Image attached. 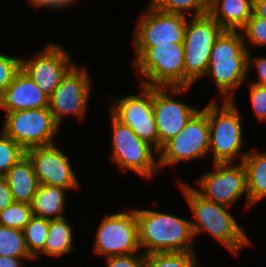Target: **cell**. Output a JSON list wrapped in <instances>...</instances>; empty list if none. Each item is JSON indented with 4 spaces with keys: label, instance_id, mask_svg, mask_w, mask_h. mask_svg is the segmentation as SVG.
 Instances as JSON below:
<instances>
[{
    "label": "cell",
    "instance_id": "obj_1",
    "mask_svg": "<svg viewBox=\"0 0 266 267\" xmlns=\"http://www.w3.org/2000/svg\"><path fill=\"white\" fill-rule=\"evenodd\" d=\"M176 180L192 214L190 222L195 242L202 233H208L235 257L242 249L254 244L243 229L244 226L230 212V207L203 198L189 182L181 181V177Z\"/></svg>",
    "mask_w": 266,
    "mask_h": 267
},
{
    "label": "cell",
    "instance_id": "obj_2",
    "mask_svg": "<svg viewBox=\"0 0 266 267\" xmlns=\"http://www.w3.org/2000/svg\"><path fill=\"white\" fill-rule=\"evenodd\" d=\"M248 50L240 31L224 30L214 42L204 77L216 85L210 100H235L236 91L248 78ZM219 98V99H218Z\"/></svg>",
    "mask_w": 266,
    "mask_h": 267
},
{
    "label": "cell",
    "instance_id": "obj_3",
    "mask_svg": "<svg viewBox=\"0 0 266 267\" xmlns=\"http://www.w3.org/2000/svg\"><path fill=\"white\" fill-rule=\"evenodd\" d=\"M137 207L139 244L143 254L196 251L190 218Z\"/></svg>",
    "mask_w": 266,
    "mask_h": 267
},
{
    "label": "cell",
    "instance_id": "obj_4",
    "mask_svg": "<svg viewBox=\"0 0 266 267\" xmlns=\"http://www.w3.org/2000/svg\"><path fill=\"white\" fill-rule=\"evenodd\" d=\"M237 106L235 100L208 101L209 155H212V163H240L248 153L243 149L244 117Z\"/></svg>",
    "mask_w": 266,
    "mask_h": 267
},
{
    "label": "cell",
    "instance_id": "obj_5",
    "mask_svg": "<svg viewBox=\"0 0 266 267\" xmlns=\"http://www.w3.org/2000/svg\"><path fill=\"white\" fill-rule=\"evenodd\" d=\"M132 67L138 83L147 87H185L183 43L132 46Z\"/></svg>",
    "mask_w": 266,
    "mask_h": 267
},
{
    "label": "cell",
    "instance_id": "obj_6",
    "mask_svg": "<svg viewBox=\"0 0 266 267\" xmlns=\"http://www.w3.org/2000/svg\"><path fill=\"white\" fill-rule=\"evenodd\" d=\"M111 152L110 159L117 169L124 173H135L144 181H153L160 175L158 150L140 139L129 126L121 124L110 113ZM129 171V172H128Z\"/></svg>",
    "mask_w": 266,
    "mask_h": 267
},
{
    "label": "cell",
    "instance_id": "obj_7",
    "mask_svg": "<svg viewBox=\"0 0 266 267\" xmlns=\"http://www.w3.org/2000/svg\"><path fill=\"white\" fill-rule=\"evenodd\" d=\"M212 169L198 176L190 186L203 198L228 207L245 197L244 210H250L246 170L242 162L212 163Z\"/></svg>",
    "mask_w": 266,
    "mask_h": 267
},
{
    "label": "cell",
    "instance_id": "obj_8",
    "mask_svg": "<svg viewBox=\"0 0 266 267\" xmlns=\"http://www.w3.org/2000/svg\"><path fill=\"white\" fill-rule=\"evenodd\" d=\"M223 31L210 14L188 17L183 41L185 87L194 86L204 77L214 42Z\"/></svg>",
    "mask_w": 266,
    "mask_h": 267
},
{
    "label": "cell",
    "instance_id": "obj_9",
    "mask_svg": "<svg viewBox=\"0 0 266 267\" xmlns=\"http://www.w3.org/2000/svg\"><path fill=\"white\" fill-rule=\"evenodd\" d=\"M209 156V125L207 120V104L201 107L187 122L183 130L165 142L158 150L159 167L164 172L166 167H176L181 162L205 158ZM173 166V167H172Z\"/></svg>",
    "mask_w": 266,
    "mask_h": 267
},
{
    "label": "cell",
    "instance_id": "obj_10",
    "mask_svg": "<svg viewBox=\"0 0 266 267\" xmlns=\"http://www.w3.org/2000/svg\"><path fill=\"white\" fill-rule=\"evenodd\" d=\"M127 209V210H126ZM106 213L94 236L92 253L103 258L143 253L139 244L135 207Z\"/></svg>",
    "mask_w": 266,
    "mask_h": 267
},
{
    "label": "cell",
    "instance_id": "obj_11",
    "mask_svg": "<svg viewBox=\"0 0 266 267\" xmlns=\"http://www.w3.org/2000/svg\"><path fill=\"white\" fill-rule=\"evenodd\" d=\"M92 78L86 65L76 64L49 97L48 108L60 127L67 117L85 121L94 86Z\"/></svg>",
    "mask_w": 266,
    "mask_h": 267
},
{
    "label": "cell",
    "instance_id": "obj_12",
    "mask_svg": "<svg viewBox=\"0 0 266 267\" xmlns=\"http://www.w3.org/2000/svg\"><path fill=\"white\" fill-rule=\"evenodd\" d=\"M3 114L4 120L0 130L26 151L33 147L57 143L55 139L61 127L54 120L48 107Z\"/></svg>",
    "mask_w": 266,
    "mask_h": 267
},
{
    "label": "cell",
    "instance_id": "obj_13",
    "mask_svg": "<svg viewBox=\"0 0 266 267\" xmlns=\"http://www.w3.org/2000/svg\"><path fill=\"white\" fill-rule=\"evenodd\" d=\"M139 91L123 97L104 95L109 100V113L121 124L127 125L142 140L158 150V132L153 114V87L141 84Z\"/></svg>",
    "mask_w": 266,
    "mask_h": 267
},
{
    "label": "cell",
    "instance_id": "obj_14",
    "mask_svg": "<svg viewBox=\"0 0 266 267\" xmlns=\"http://www.w3.org/2000/svg\"><path fill=\"white\" fill-rule=\"evenodd\" d=\"M70 53L61 43L52 42L51 39L32 57H21V69L50 97L61 80L77 64L71 59Z\"/></svg>",
    "mask_w": 266,
    "mask_h": 267
},
{
    "label": "cell",
    "instance_id": "obj_15",
    "mask_svg": "<svg viewBox=\"0 0 266 267\" xmlns=\"http://www.w3.org/2000/svg\"><path fill=\"white\" fill-rule=\"evenodd\" d=\"M191 87H153V114L158 132V150L178 135L188 120L201 108L176 99Z\"/></svg>",
    "mask_w": 266,
    "mask_h": 267
},
{
    "label": "cell",
    "instance_id": "obj_16",
    "mask_svg": "<svg viewBox=\"0 0 266 267\" xmlns=\"http://www.w3.org/2000/svg\"><path fill=\"white\" fill-rule=\"evenodd\" d=\"M140 14L133 28L132 46L183 43L187 16L163 12L148 4Z\"/></svg>",
    "mask_w": 266,
    "mask_h": 267
},
{
    "label": "cell",
    "instance_id": "obj_17",
    "mask_svg": "<svg viewBox=\"0 0 266 267\" xmlns=\"http://www.w3.org/2000/svg\"><path fill=\"white\" fill-rule=\"evenodd\" d=\"M59 143L48 146L33 147L26 155L33 163L39 184L63 187L68 190H81L72 159L62 150Z\"/></svg>",
    "mask_w": 266,
    "mask_h": 267
},
{
    "label": "cell",
    "instance_id": "obj_18",
    "mask_svg": "<svg viewBox=\"0 0 266 267\" xmlns=\"http://www.w3.org/2000/svg\"><path fill=\"white\" fill-rule=\"evenodd\" d=\"M49 97L20 69L12 83L0 95V111L3 113L48 107Z\"/></svg>",
    "mask_w": 266,
    "mask_h": 267
},
{
    "label": "cell",
    "instance_id": "obj_19",
    "mask_svg": "<svg viewBox=\"0 0 266 267\" xmlns=\"http://www.w3.org/2000/svg\"><path fill=\"white\" fill-rule=\"evenodd\" d=\"M209 14L224 30L239 31L253 14V0H209Z\"/></svg>",
    "mask_w": 266,
    "mask_h": 267
},
{
    "label": "cell",
    "instance_id": "obj_20",
    "mask_svg": "<svg viewBox=\"0 0 266 267\" xmlns=\"http://www.w3.org/2000/svg\"><path fill=\"white\" fill-rule=\"evenodd\" d=\"M15 202L32 204L39 186L34 166L25 155L4 175Z\"/></svg>",
    "mask_w": 266,
    "mask_h": 267
},
{
    "label": "cell",
    "instance_id": "obj_21",
    "mask_svg": "<svg viewBox=\"0 0 266 267\" xmlns=\"http://www.w3.org/2000/svg\"><path fill=\"white\" fill-rule=\"evenodd\" d=\"M68 191L63 187L39 184L31 204L33 215L49 220L67 216Z\"/></svg>",
    "mask_w": 266,
    "mask_h": 267
},
{
    "label": "cell",
    "instance_id": "obj_22",
    "mask_svg": "<svg viewBox=\"0 0 266 267\" xmlns=\"http://www.w3.org/2000/svg\"><path fill=\"white\" fill-rule=\"evenodd\" d=\"M246 170L250 208L266 199V150H250L242 161Z\"/></svg>",
    "mask_w": 266,
    "mask_h": 267
},
{
    "label": "cell",
    "instance_id": "obj_23",
    "mask_svg": "<svg viewBox=\"0 0 266 267\" xmlns=\"http://www.w3.org/2000/svg\"><path fill=\"white\" fill-rule=\"evenodd\" d=\"M68 217L49 220V230L44 246V255L50 258H61L73 254L75 249L74 222ZM72 224V225H71Z\"/></svg>",
    "mask_w": 266,
    "mask_h": 267
},
{
    "label": "cell",
    "instance_id": "obj_24",
    "mask_svg": "<svg viewBox=\"0 0 266 267\" xmlns=\"http://www.w3.org/2000/svg\"><path fill=\"white\" fill-rule=\"evenodd\" d=\"M49 230V219L32 216L23 228L25 244L30 255L39 261L44 255V246Z\"/></svg>",
    "mask_w": 266,
    "mask_h": 267
},
{
    "label": "cell",
    "instance_id": "obj_25",
    "mask_svg": "<svg viewBox=\"0 0 266 267\" xmlns=\"http://www.w3.org/2000/svg\"><path fill=\"white\" fill-rule=\"evenodd\" d=\"M146 4L163 12L187 17L209 14V0H148Z\"/></svg>",
    "mask_w": 266,
    "mask_h": 267
},
{
    "label": "cell",
    "instance_id": "obj_26",
    "mask_svg": "<svg viewBox=\"0 0 266 267\" xmlns=\"http://www.w3.org/2000/svg\"><path fill=\"white\" fill-rule=\"evenodd\" d=\"M196 251L158 252L145 255V267H200Z\"/></svg>",
    "mask_w": 266,
    "mask_h": 267
},
{
    "label": "cell",
    "instance_id": "obj_27",
    "mask_svg": "<svg viewBox=\"0 0 266 267\" xmlns=\"http://www.w3.org/2000/svg\"><path fill=\"white\" fill-rule=\"evenodd\" d=\"M0 256L33 258L27 250L23 230L0 225Z\"/></svg>",
    "mask_w": 266,
    "mask_h": 267
},
{
    "label": "cell",
    "instance_id": "obj_28",
    "mask_svg": "<svg viewBox=\"0 0 266 267\" xmlns=\"http://www.w3.org/2000/svg\"><path fill=\"white\" fill-rule=\"evenodd\" d=\"M32 216L31 204L14 201L0 212V225L23 230Z\"/></svg>",
    "mask_w": 266,
    "mask_h": 267
},
{
    "label": "cell",
    "instance_id": "obj_29",
    "mask_svg": "<svg viewBox=\"0 0 266 267\" xmlns=\"http://www.w3.org/2000/svg\"><path fill=\"white\" fill-rule=\"evenodd\" d=\"M239 31L248 51H251L253 47L261 48L266 46V19L252 14Z\"/></svg>",
    "mask_w": 266,
    "mask_h": 267
},
{
    "label": "cell",
    "instance_id": "obj_30",
    "mask_svg": "<svg viewBox=\"0 0 266 267\" xmlns=\"http://www.w3.org/2000/svg\"><path fill=\"white\" fill-rule=\"evenodd\" d=\"M26 155V150L0 130V177Z\"/></svg>",
    "mask_w": 266,
    "mask_h": 267
},
{
    "label": "cell",
    "instance_id": "obj_31",
    "mask_svg": "<svg viewBox=\"0 0 266 267\" xmlns=\"http://www.w3.org/2000/svg\"><path fill=\"white\" fill-rule=\"evenodd\" d=\"M21 69V57L0 52V95L12 83L15 74Z\"/></svg>",
    "mask_w": 266,
    "mask_h": 267
},
{
    "label": "cell",
    "instance_id": "obj_32",
    "mask_svg": "<svg viewBox=\"0 0 266 267\" xmlns=\"http://www.w3.org/2000/svg\"><path fill=\"white\" fill-rule=\"evenodd\" d=\"M248 84V85H247ZM249 100L256 122L266 124V86L246 82Z\"/></svg>",
    "mask_w": 266,
    "mask_h": 267
},
{
    "label": "cell",
    "instance_id": "obj_33",
    "mask_svg": "<svg viewBox=\"0 0 266 267\" xmlns=\"http://www.w3.org/2000/svg\"><path fill=\"white\" fill-rule=\"evenodd\" d=\"M248 78L246 82L266 86V56H254L248 51ZM255 67V68H254ZM253 69L257 72L256 79H250ZM250 76V77H249ZM251 80V81H250Z\"/></svg>",
    "mask_w": 266,
    "mask_h": 267
},
{
    "label": "cell",
    "instance_id": "obj_34",
    "mask_svg": "<svg viewBox=\"0 0 266 267\" xmlns=\"http://www.w3.org/2000/svg\"><path fill=\"white\" fill-rule=\"evenodd\" d=\"M107 267H145V254L133 253L104 258Z\"/></svg>",
    "mask_w": 266,
    "mask_h": 267
},
{
    "label": "cell",
    "instance_id": "obj_35",
    "mask_svg": "<svg viewBox=\"0 0 266 267\" xmlns=\"http://www.w3.org/2000/svg\"><path fill=\"white\" fill-rule=\"evenodd\" d=\"M14 202L11 190L4 177H0V212Z\"/></svg>",
    "mask_w": 266,
    "mask_h": 267
},
{
    "label": "cell",
    "instance_id": "obj_36",
    "mask_svg": "<svg viewBox=\"0 0 266 267\" xmlns=\"http://www.w3.org/2000/svg\"><path fill=\"white\" fill-rule=\"evenodd\" d=\"M24 261H35L34 258H21V257H9L0 256V267H25Z\"/></svg>",
    "mask_w": 266,
    "mask_h": 267
},
{
    "label": "cell",
    "instance_id": "obj_37",
    "mask_svg": "<svg viewBox=\"0 0 266 267\" xmlns=\"http://www.w3.org/2000/svg\"><path fill=\"white\" fill-rule=\"evenodd\" d=\"M29 5L33 8L44 10H49L50 12H58V0H28Z\"/></svg>",
    "mask_w": 266,
    "mask_h": 267
},
{
    "label": "cell",
    "instance_id": "obj_38",
    "mask_svg": "<svg viewBox=\"0 0 266 267\" xmlns=\"http://www.w3.org/2000/svg\"><path fill=\"white\" fill-rule=\"evenodd\" d=\"M253 14L266 19V0H253Z\"/></svg>",
    "mask_w": 266,
    "mask_h": 267
},
{
    "label": "cell",
    "instance_id": "obj_39",
    "mask_svg": "<svg viewBox=\"0 0 266 267\" xmlns=\"http://www.w3.org/2000/svg\"><path fill=\"white\" fill-rule=\"evenodd\" d=\"M80 1L82 0H58V11L61 12V10L65 11L67 9L69 11V8H73L72 6L79 5V3H81Z\"/></svg>",
    "mask_w": 266,
    "mask_h": 267
}]
</instances>
